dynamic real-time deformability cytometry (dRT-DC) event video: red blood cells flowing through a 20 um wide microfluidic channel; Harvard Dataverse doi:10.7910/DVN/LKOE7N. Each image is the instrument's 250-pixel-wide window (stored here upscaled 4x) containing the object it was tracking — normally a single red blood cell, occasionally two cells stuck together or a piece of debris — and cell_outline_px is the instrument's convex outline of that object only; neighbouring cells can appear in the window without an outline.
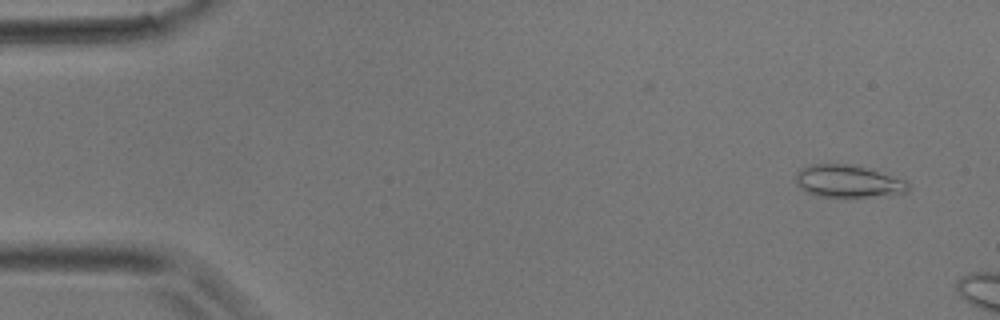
{"species": "common noctule bat (a hibernating species)", "species_latin": "Nyctalus noctula", "temperature_condition": "room temperature", "stored_images_in_passage": 3, "camera_frame_rate_fps": 3000, "um_per_image_px": 0.085, "animal": {"sex": "male", "body_mass_g": 17.9}, "frame": {"image": 1, "passage_image": 1, "time_ms": 0.0, "image_size_px": [1000, 320], "cell_outline_px": [[908, 192], [868, 196], [820, 196], [808, 192], [800, 188], [796, 184], [796, 172], [800, 168], [812, 164], [852, 164], [908, 180]], "centroid_in_image_um": [72.06, 15.38], "position_along_channel_um": 12.9, "area_um2": 20.92}}